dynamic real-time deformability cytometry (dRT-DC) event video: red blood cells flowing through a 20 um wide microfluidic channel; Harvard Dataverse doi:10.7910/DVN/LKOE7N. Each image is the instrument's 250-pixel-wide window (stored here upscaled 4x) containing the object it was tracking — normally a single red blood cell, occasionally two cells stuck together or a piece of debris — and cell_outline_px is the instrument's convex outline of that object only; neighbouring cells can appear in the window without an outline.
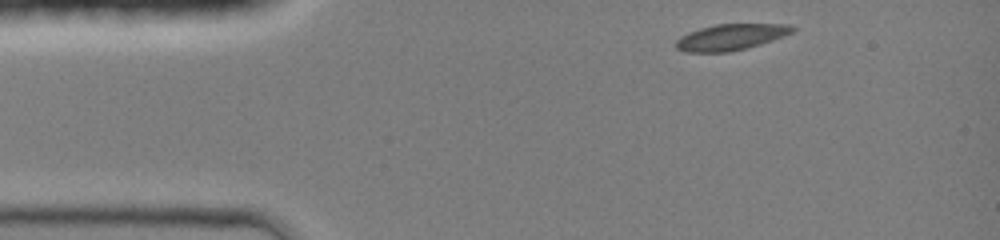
{"species": "common noctule bat (a hibernating species)", "species_latin": "Nyctalus noctula", "temperature_condition": "room temperature", "stored_images_in_passage": 35, "camera_frame_rate_fps": 3000, "um_per_image_px": 0.085, "animal": {"sex": "female", "body_mass_g": 19.0, "forearm_length_mm": 51.5}, "frame": {"image": 1, "passage_image": 1, "time_ms": 0.0, "image_size_px": [1000, 240], "cell_outline_px": [[796, 28], [792, 32], [784, 36], [760, 44], [728, 52], [684, 52], [676, 48], [676, 40], [680, 36], [688, 32], [700, 28], [716, 24], [792, 24]], "centroid_in_image_um": [62.1, 3.14], "position_along_channel_um": 22.9, "area_um2": 17.69}}
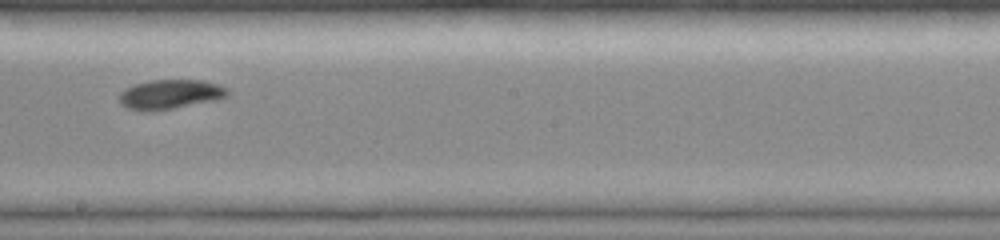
{"frame": {"image": 2, "passage_image": 20, "time_ms": 6.333, "image_size_px": [1000, 240], "cell_outline_px": [[228, 96], [216, 100], [172, 108], [148, 112], [128, 108], [120, 104], [120, 92], [124, 88], [148, 80], [204, 80], [228, 88]], "centroid_in_image_um": [14.45, 8.01], "position_along_channel_um": 233.7, "area_um2": 18.55}}
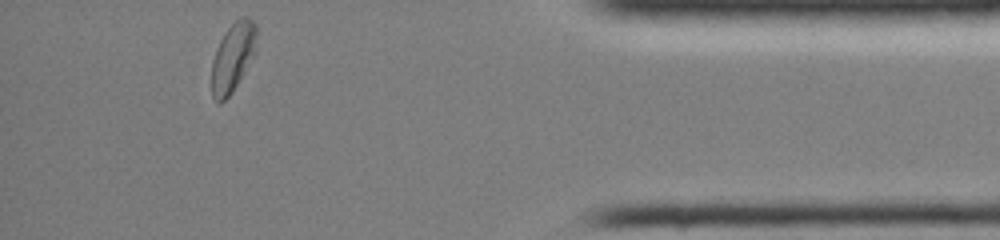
{"frame": {"image": 3, "passage_image": 35, "time_ms": 11.333, "image_size_px": [1000, 240], "cell_outline_px": [[256, 52], [232, 92], [220, 104], [212, 96], [212, 60], [216, 48], [220, 40], [228, 28], [240, 16], [248, 16], [256, 24]], "centroid_in_image_um": [19.8, 4.83], "position_along_channel_um": 415.4, "area_um2": 17.98}, "authors_computed_cell_mechanics": {"area_um2": 18.2648, "velocity_mm_per_s": 4.2749, "shape_relaxation_time_tau1_ms": 2.665, "shape_relaxation_time_tau2_ms": null, "deformation_change_tau1": 0.103, "deformation_change_tau2": null}}